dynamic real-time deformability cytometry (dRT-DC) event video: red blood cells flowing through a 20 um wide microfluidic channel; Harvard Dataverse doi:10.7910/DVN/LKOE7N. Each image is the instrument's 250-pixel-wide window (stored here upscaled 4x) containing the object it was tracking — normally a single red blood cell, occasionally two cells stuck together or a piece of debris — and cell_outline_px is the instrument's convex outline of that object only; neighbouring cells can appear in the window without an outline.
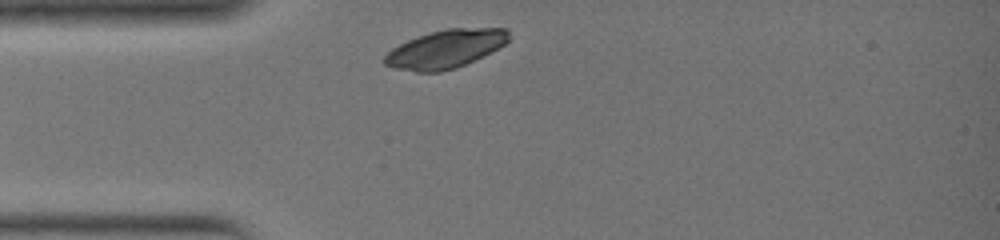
{"species": "common noctule bat (a hibernating species)", "species_latin": "Nyctalus noctula", "temperature_condition": "warm", "stored_images_in_passage": 22, "camera_frame_rate_fps": 3000, "um_per_image_px": 0.085, "animal": {"sex": "female", "body_mass_g": 19.0, "forearm_length_mm": 51.5}, "frame": {"image": 1, "passage_image": 1, "time_ms": 0.0, "image_size_px": [1000, 240], "cell_outline_px": [[508, 40], [504, 44], [456, 68], [440, 72], [416, 72], [392, 68], [384, 64], [380, 60], [392, 48], [408, 40], [432, 32], [448, 28], [508, 28]], "centroid_in_image_um": [37.79, 4.17], "position_along_channel_um": 47.2, "area_um2": 27.34}}
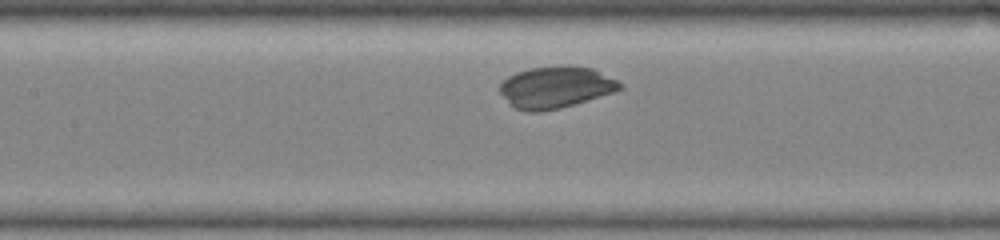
{"frame": {"image": 2, "passage_image": 8, "time_ms": 2.333, "image_size_px": [1000, 240], "cell_outline_px": [[624, 88], [612, 92], [560, 108], [540, 112], [528, 112], [516, 108], [500, 92], [500, 84], [508, 76], [516, 72], [528, 68], [560, 64], [564, 64], [592, 68], [624, 84]], "centroid_in_image_um": [47.23, 7.38], "position_along_channel_um": 160.2, "area_um2": 29.07}}
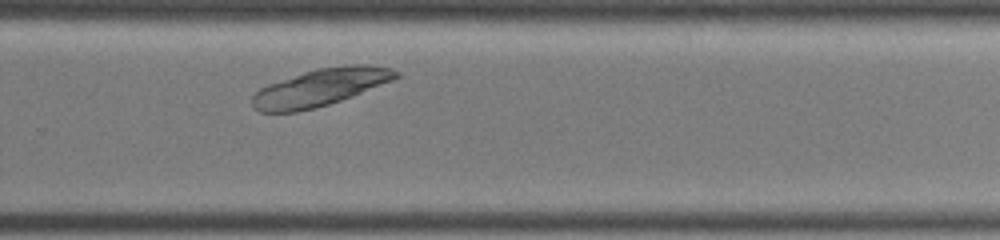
{"frame": {"image": 3, "passage_image": 16, "time_ms": 5.0, "image_size_px": [1000, 240], "cell_outline_px": [[400, 76], [392, 80], [352, 96], [328, 104], [296, 112], [260, 112], [252, 104], [252, 96], [260, 88], [268, 84], [316, 68], [344, 64], [368, 64], [392, 68], [400, 72]], "centroid_in_image_um": [27.25, 7.4], "position_along_channel_um": 302.5, "area_um2": 31.04}}